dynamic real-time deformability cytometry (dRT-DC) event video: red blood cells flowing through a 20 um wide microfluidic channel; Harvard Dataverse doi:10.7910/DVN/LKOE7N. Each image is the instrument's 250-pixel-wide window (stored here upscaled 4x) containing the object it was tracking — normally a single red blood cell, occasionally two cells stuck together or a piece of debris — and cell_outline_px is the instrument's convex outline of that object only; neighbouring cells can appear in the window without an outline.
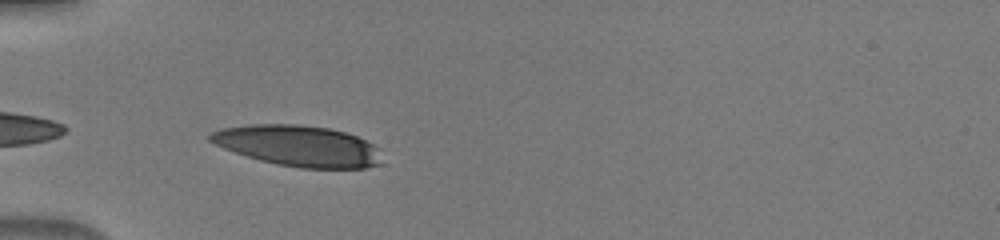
{"species": "human", "species_latin": "Homo sapiens", "temperature_condition": "warm", "stored_images_in_passage": 6, "camera_frame_rate_fps": 3000, "um_per_image_px": 0.085, "donor": {"sex": "male"}, "frame": {"image": 1, "passage_image": 5, "time_ms": 1.333, "image_size_px": [1000, 240], "cell_outline_px": [[380, 164], [364, 168], [300, 168], [276, 164], [260, 160], [224, 148], [208, 140], [208, 136], [212, 132], [220, 128], [248, 124], [300, 124], [328, 128], [344, 132], [356, 136], [380, 148]], "centroid_in_image_um": [25.35, 12.39], "position_along_channel_um": 59.6, "area_um2": 40.86}}